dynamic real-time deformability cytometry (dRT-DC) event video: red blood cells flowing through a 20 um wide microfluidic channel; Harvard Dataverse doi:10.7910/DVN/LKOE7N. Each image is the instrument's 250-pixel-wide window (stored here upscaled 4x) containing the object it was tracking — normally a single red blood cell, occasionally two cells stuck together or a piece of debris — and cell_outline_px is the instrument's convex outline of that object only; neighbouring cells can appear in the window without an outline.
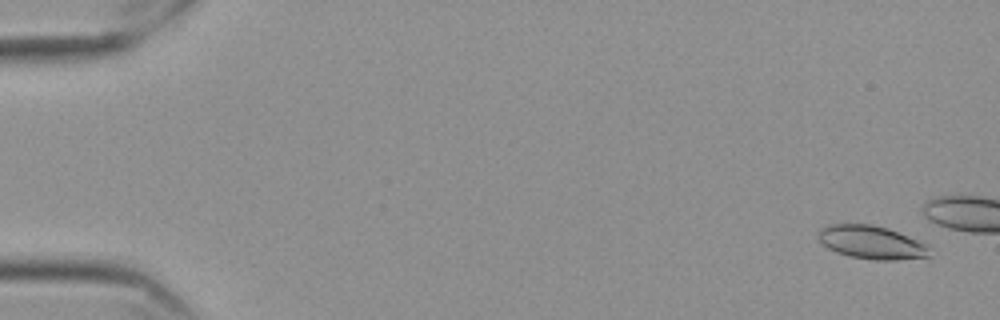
{"species": "Egyptian fruit bat (a non-hibernating species)", "species_latin": "Rousettus aegyptiacus", "temperature_condition": "cold", "stored_images_in_passage": 18, "camera_frame_rate_fps": 3000, "um_per_image_px": 0.085, "frame": {"image": 1, "passage_image": 3, "time_ms": 0.667, "image_size_px": [1000, 320], "cell_outline_px": [[928, 256], [896, 260], [876, 260], [852, 256], [836, 252], [828, 248], [820, 240], [820, 232], [828, 224], [872, 224], [888, 228], [916, 240], [924, 244], [928, 248]], "centroid_in_image_um": [74.06, 20.59], "position_along_channel_um": 10.9, "area_um2": 20.92}}